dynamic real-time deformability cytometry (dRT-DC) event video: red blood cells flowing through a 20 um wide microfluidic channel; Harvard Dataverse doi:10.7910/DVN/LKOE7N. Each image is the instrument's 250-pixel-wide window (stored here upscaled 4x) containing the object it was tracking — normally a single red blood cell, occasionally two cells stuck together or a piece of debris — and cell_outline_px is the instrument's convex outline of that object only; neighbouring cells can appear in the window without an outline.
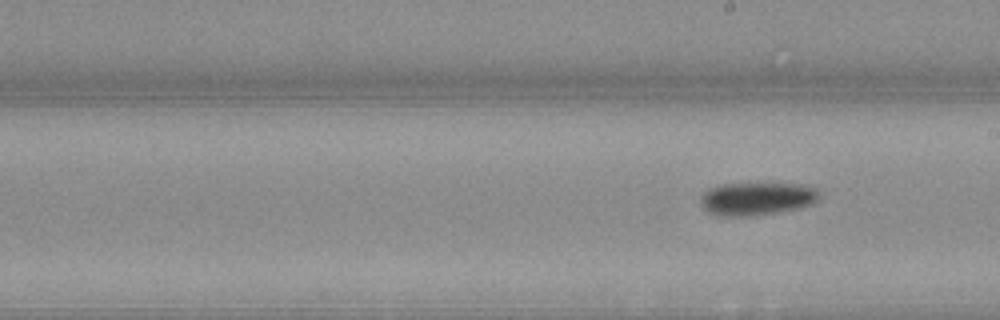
{"species": "Egyptian fruit bat (a non-hibernating species)", "species_latin": "Rousettus aegyptiacus", "temperature_condition": "warm", "stored_images_in_passage": 20, "segment_of_instrument_passage": [2, 2], "camera_frame_rate_fps": 3000, "um_per_image_px": 0.085, "animal": {"sex": "female"}, "frame": {"image": 1, "passage_image": 20, "time_ms": 6.333, "image_size_px": [1000, 320], "cell_outline_px": [[820, 192], [816, 200], [808, 204], [796, 208], [776, 212], [752, 216], [720, 216], [708, 212], [700, 204], [700, 200], [704, 192], [708, 188], [720, 184], [804, 184], [816, 188]], "centroid_in_image_um": [64.28, 16.88], "position_along_channel_um": 224.7, "area_um2": 22.6}}